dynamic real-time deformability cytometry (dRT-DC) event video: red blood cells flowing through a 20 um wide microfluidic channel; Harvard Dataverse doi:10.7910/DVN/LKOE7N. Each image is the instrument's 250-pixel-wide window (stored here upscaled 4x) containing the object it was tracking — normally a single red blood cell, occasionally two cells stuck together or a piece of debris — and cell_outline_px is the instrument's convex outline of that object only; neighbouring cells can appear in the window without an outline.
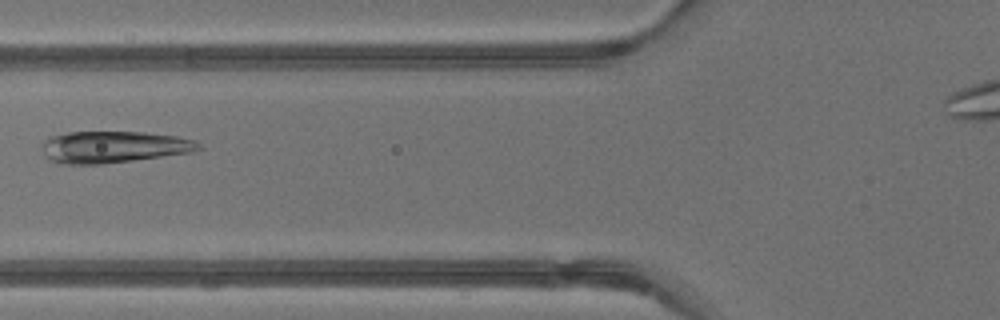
{"species": "common noctule bat (a hibernating species)", "species_latin": "Nyctalus noctula", "temperature_condition": "warm", "stored_images_in_passage": 38, "camera_frame_rate_fps": 3000, "um_per_image_px": 0.085, "animal": {"sex": "male", "body_mass_g": 13.3}, "frame": {"image": 1, "passage_image": 16, "time_ms": 5.0, "image_size_px": [1000, 320], "cell_outline_px": [[204, 148], [192, 152], [132, 160], [100, 164], [60, 164], [48, 160], [44, 156], [40, 148], [40, 144], [48, 136], [68, 132], [144, 132], [176, 136], [196, 140]], "centroid_in_image_um": [9.59, 12.49], "position_along_channel_um": 116.2, "area_um2": 29.3}}
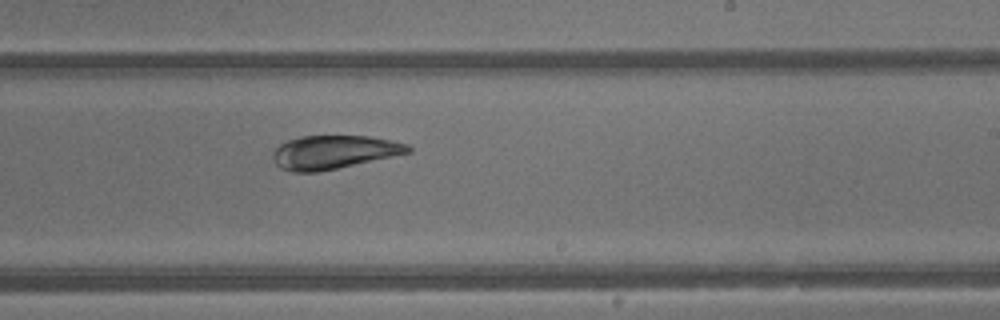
{"frame": {"image": 2, "passage_image": 25, "time_ms": 8.0, "image_size_px": [1000, 320], "cell_outline_px": [[412, 152], [336, 168], [316, 172], [292, 172], [280, 168], [276, 164], [272, 156], [272, 152], [280, 144], [288, 140], [300, 136], [368, 136], [408, 144], [412, 148]], "centroid_in_image_um": [28.34, 12.93], "position_along_channel_um": 260.7, "area_um2": 26.18}}
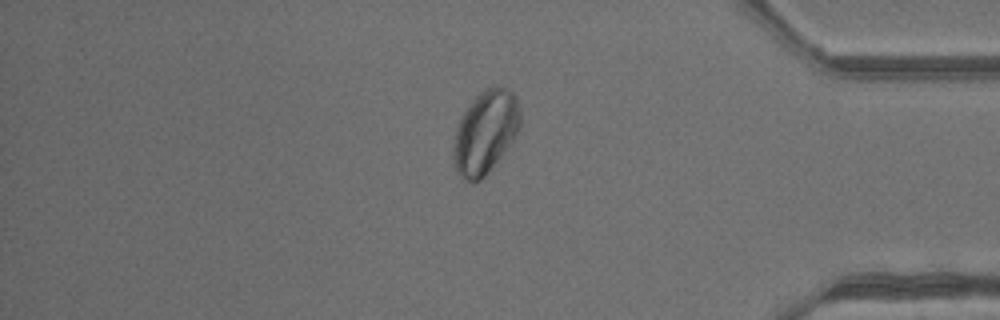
{"frame": {"image": 3, "passage_image": 35, "time_ms": 11.333, "image_size_px": [1000, 320], "cell_outline_px": [[520, 128], [512, 140], [488, 172], [480, 180], [468, 180], [460, 176], [456, 172], [452, 164], [452, 144], [456, 128], [468, 104], [484, 88], [496, 84], [508, 88], [516, 96], [520, 108]], "centroid_in_image_um": [41.23, 11.18], "position_along_channel_um": 394.0, "area_um2": 32.48}}